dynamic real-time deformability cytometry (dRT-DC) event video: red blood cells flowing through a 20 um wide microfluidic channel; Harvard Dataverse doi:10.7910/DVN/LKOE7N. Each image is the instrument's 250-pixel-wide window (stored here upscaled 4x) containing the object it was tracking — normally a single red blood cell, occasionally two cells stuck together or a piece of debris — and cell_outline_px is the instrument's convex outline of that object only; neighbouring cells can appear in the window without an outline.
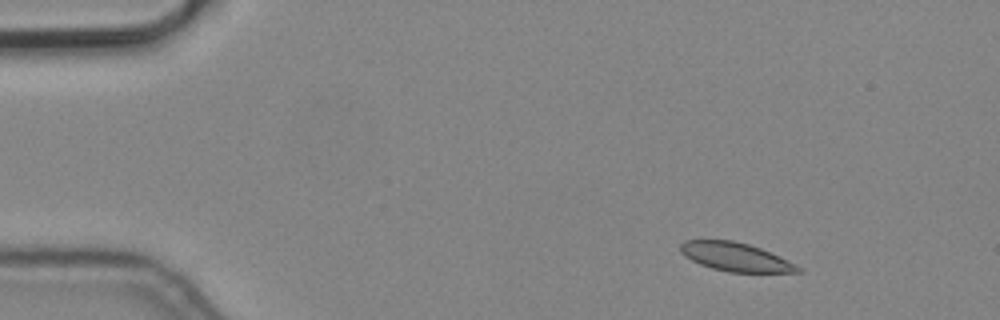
{"species": "common noctule bat (a hibernating species)", "species_latin": "Nyctalus noctula", "temperature_condition": "cold", "stored_images_in_passage": 6, "camera_frame_rate_fps": 3000, "um_per_image_px": 0.085, "animal": {"sex": "male", "body_mass_g": 19.2, "forearm_length_mm": 51.8}, "frame": {"image": 1, "passage_image": 2, "time_ms": 0.333, "image_size_px": [1000, 320], "cell_outline_px": [[804, 268], [800, 272], [728, 272], [712, 268], [700, 264], [684, 256], [680, 252], [680, 244], [684, 240], [732, 240], [748, 244], [760, 248], [780, 256]], "centroid_in_image_um": [62.53, 21.84], "position_along_channel_um": 22.5, "area_um2": 19.59}}
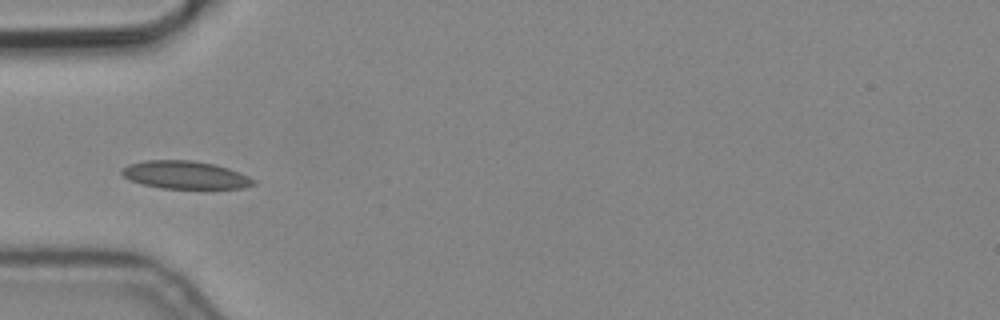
{"frame": {"image": 2, "passage_image": 5, "time_ms": 1.333, "image_size_px": [1000, 320], "cell_outline_px": [[256, 184], [244, 188], [160, 188], [144, 184], [132, 180], [124, 176], [120, 172], [128, 164], [144, 160], [192, 160], [216, 164], [240, 172], [256, 180]], "centroid_in_image_um": [15.78, 14.86], "position_along_channel_um": 69.2, "area_um2": 21.33}}
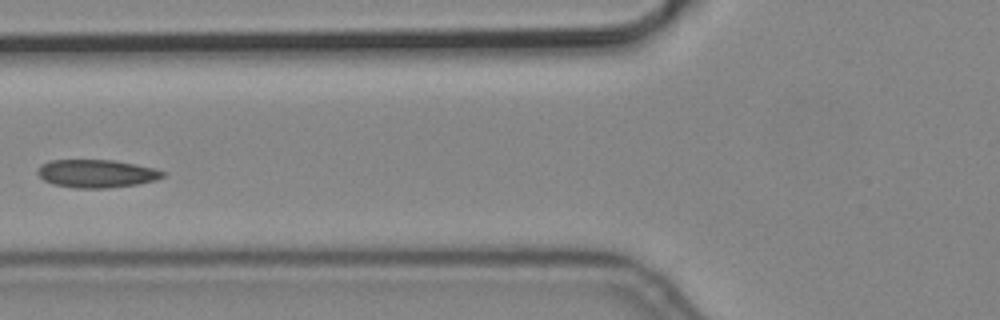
{"frame": {"image": 3, "passage_image": 6, "time_ms": 1.667, "image_size_px": [1000, 320], "cell_outline_px": [[164, 176], [156, 180], [136, 184], [108, 188], [76, 188], [52, 184], [44, 180], [36, 172], [40, 164], [48, 160], [112, 160], [136, 164], [152, 168], [164, 172]], "centroid_in_image_um": [8.15, 14.75], "position_along_channel_um": 117.6, "area_um2": 20.4}}